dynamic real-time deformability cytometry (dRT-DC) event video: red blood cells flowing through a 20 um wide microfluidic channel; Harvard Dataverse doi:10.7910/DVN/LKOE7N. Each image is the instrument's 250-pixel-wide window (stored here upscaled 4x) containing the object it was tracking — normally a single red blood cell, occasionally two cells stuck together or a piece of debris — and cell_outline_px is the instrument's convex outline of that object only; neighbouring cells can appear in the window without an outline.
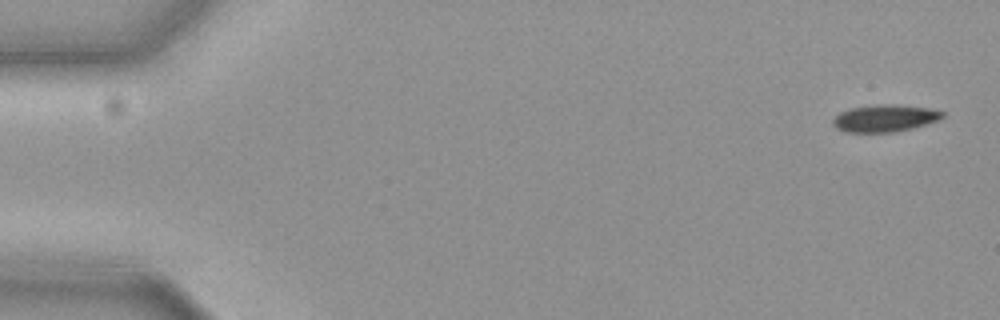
{"species": "common noctule bat (a hibernating species)", "species_latin": "Nyctalus noctula", "temperature_condition": "cold", "stored_images_in_passage": 16, "camera_frame_rate_fps": 3000, "um_per_image_px": 0.085, "animal": {"sex": "female", "body_mass_g": 19.3, "forearm_length_mm": 54.1}, "frame": {"image": 1, "passage_image": 1, "time_ms": 0.0, "image_size_px": [1000, 320], "cell_outline_px": [[944, 116], [936, 120], [912, 128], [892, 132], [848, 132], [836, 128], [832, 124], [832, 120], [840, 112], [852, 108], [928, 108], [944, 112]], "centroid_in_image_um": [75.15, 10.13], "position_along_channel_um": 9.9, "area_um2": 15.72}}